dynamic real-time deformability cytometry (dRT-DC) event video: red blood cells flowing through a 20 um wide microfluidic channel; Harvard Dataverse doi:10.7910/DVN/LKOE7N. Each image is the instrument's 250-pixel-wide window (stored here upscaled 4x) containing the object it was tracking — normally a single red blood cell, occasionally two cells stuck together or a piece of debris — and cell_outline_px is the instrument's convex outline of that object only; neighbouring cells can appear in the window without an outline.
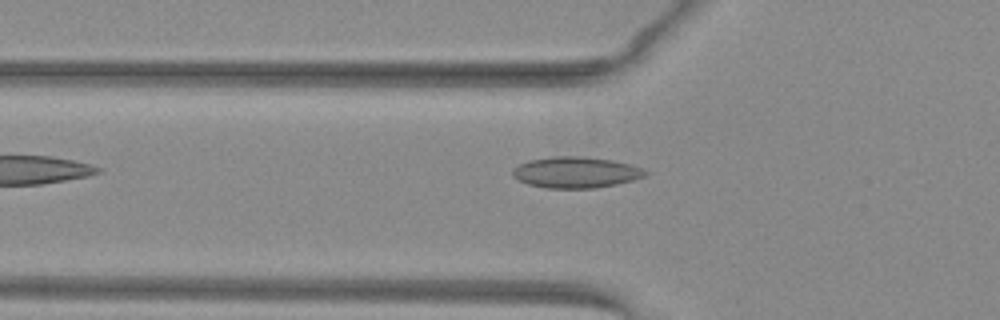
{"species": "common noctule bat (a hibernating species)", "species_latin": "Nyctalus noctula", "temperature_condition": "warm", "stored_images_in_passage": 18, "camera_frame_rate_fps": 3000, "um_per_image_px": 0.085, "animal": {"sex": "female", "body_mass_g": 29.2, "forearm_length_mm": 56.3}, "frame": {"image": 1, "passage_image": 4, "time_ms": 1.0, "image_size_px": [1000, 320], "cell_outline_px": [[648, 172], [644, 176], [632, 180], [616, 184], [596, 188], [544, 188], [528, 184], [512, 176], [512, 168], [520, 164], [532, 160], [556, 156], [580, 156], [612, 160], [628, 164], [640, 168]], "centroid_in_image_um": [48.92, 14.66], "position_along_channel_um": 76.9, "area_um2": 23.76}}
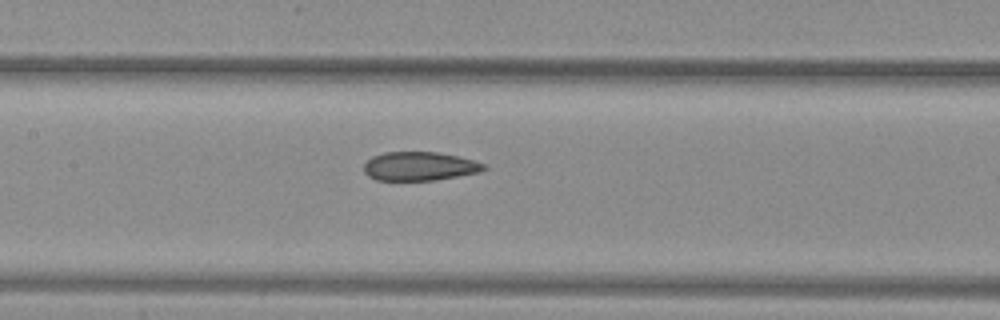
{"frame": {"image": 2, "passage_image": 11, "time_ms": 3.333, "image_size_px": [1000, 320], "cell_outline_px": [[488, 168], [480, 172], [436, 180], [376, 180], [368, 176], [364, 172], [364, 164], [372, 156], [384, 152], [436, 152], [456, 156], [488, 164]], "centroid_in_image_um": [35.67, 14.13], "position_along_channel_um": 171.7, "area_um2": 20.17}}
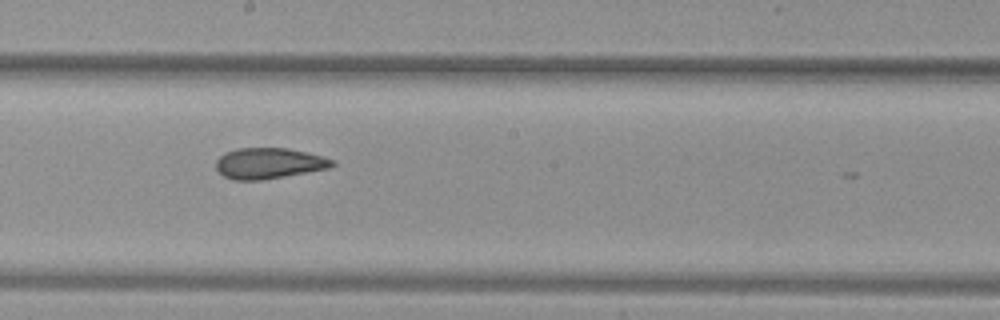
{"frame": {"image": 3, "passage_image": 15, "time_ms": 4.667, "image_size_px": [1000, 320], "cell_outline_px": [[336, 164], [328, 168], [284, 176], [260, 180], [232, 180], [224, 176], [216, 168], [216, 160], [224, 152], [236, 148], [288, 148], [308, 152], [336, 160]], "centroid_in_image_um": [22.85, 13.87], "position_along_channel_um": 225.4, "area_um2": 20.92}}